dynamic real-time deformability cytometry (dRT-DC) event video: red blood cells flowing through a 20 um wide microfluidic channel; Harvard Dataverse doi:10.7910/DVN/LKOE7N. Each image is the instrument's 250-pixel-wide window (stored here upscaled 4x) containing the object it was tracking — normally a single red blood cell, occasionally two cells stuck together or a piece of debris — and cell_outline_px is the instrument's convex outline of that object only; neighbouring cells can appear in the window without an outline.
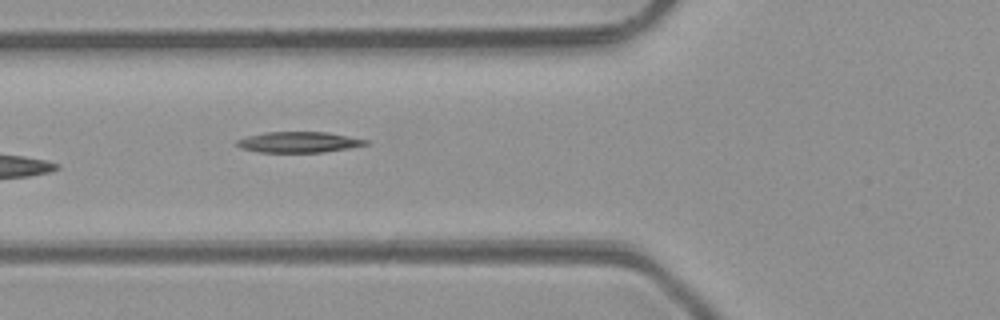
{"species": "common noctule bat (a hibernating species)", "species_latin": "Nyctalus noctula", "temperature_condition": "room temperature", "stored_images_in_passage": 8, "camera_frame_rate_fps": 3000, "um_per_image_px": 0.085, "animal": {"sex": "male", "body_mass_g": 23.1, "forearm_length_mm": 52.7}, "frame": {"image": 1, "passage_image": 6, "time_ms": 5.667, "image_size_px": [1000, 320], "cell_outline_px": [[368, 144], [348, 148], [320, 152], [260, 152], [244, 148], [236, 144], [236, 140], [248, 136], [264, 132], [324, 132], [348, 136], [368, 140]], "centroid_in_image_um": [25.39, 12.07], "position_along_channel_um": 100.4, "area_um2": 15.26}}
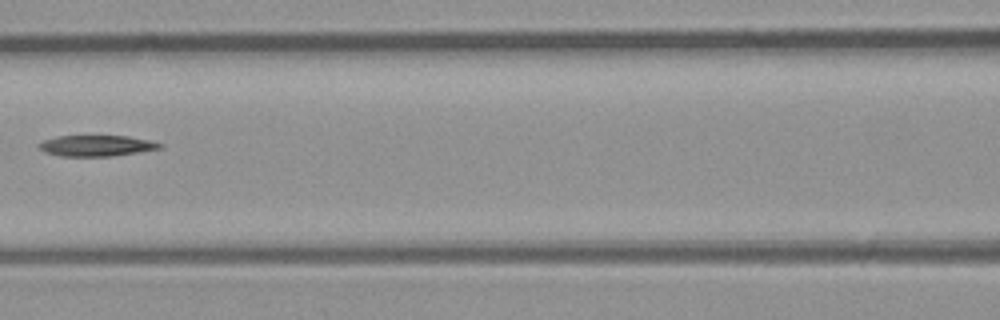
{"frame": {"image": 2, "passage_image": 7, "time_ms": 7.0, "image_size_px": [1000, 320], "cell_outline_px": [[164, 148], [112, 156], [60, 156], [44, 152], [36, 144], [44, 140], [56, 136], [128, 136], [148, 140], [164, 144]], "centroid_in_image_um": [8.2, 12.38], "position_along_channel_um": 158.4, "area_um2": 14.8}}
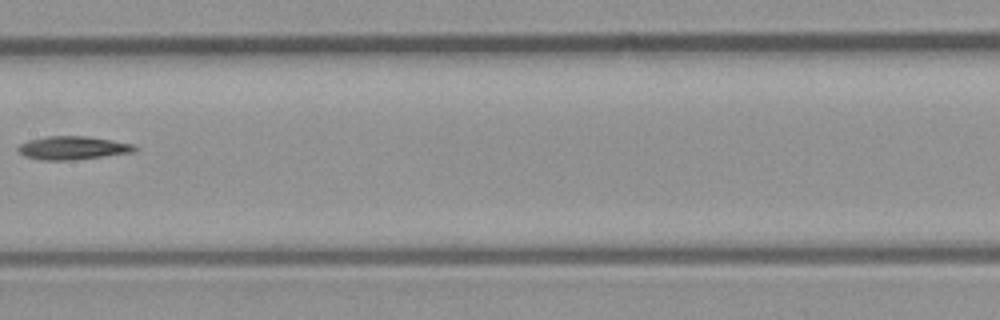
{"frame": {"image": 3, "passage_image": 8, "time_ms": 8.0, "image_size_px": [1000, 320], "cell_outline_px": [[140, 148], [136, 152], [72, 160], [40, 160], [24, 156], [16, 152], [16, 148], [20, 144], [28, 140], [48, 136], [88, 136], [136, 144]], "centroid_in_image_um": [6.21, 12.57], "position_along_channel_um": 201.2, "area_um2": 16.18}}